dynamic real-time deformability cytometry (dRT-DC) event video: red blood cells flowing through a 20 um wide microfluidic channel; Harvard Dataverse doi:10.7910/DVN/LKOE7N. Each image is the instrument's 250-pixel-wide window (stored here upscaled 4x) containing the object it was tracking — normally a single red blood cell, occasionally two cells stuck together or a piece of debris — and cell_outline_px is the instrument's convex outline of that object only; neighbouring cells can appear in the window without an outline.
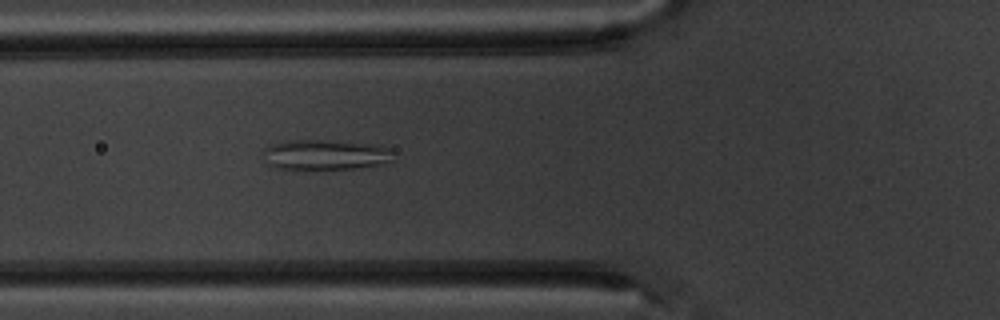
{"species": "common noctule bat (a hibernating species)", "species_latin": "Nyctalus noctula", "temperature_condition": "warm", "stored_images_in_passage": 5, "camera_frame_rate_fps": 3000, "um_per_image_px": 0.085, "animal": {"sex": "male", "body_mass_g": 20.1, "forearm_length_mm": 53.5}, "frame": {"image": 1, "passage_image": 5, "time_ms": 5.333, "image_size_px": [1000, 320], "cell_outline_px": [[392, 160], [380, 164], [352, 168], [276, 168], [268, 164], [264, 152], [264, 148], [272, 144], [288, 140], [340, 140], [376, 144], [392, 148]], "centroid_in_image_um": [27.7, 13.11], "position_along_channel_um": 98.1, "area_um2": 22.77}}